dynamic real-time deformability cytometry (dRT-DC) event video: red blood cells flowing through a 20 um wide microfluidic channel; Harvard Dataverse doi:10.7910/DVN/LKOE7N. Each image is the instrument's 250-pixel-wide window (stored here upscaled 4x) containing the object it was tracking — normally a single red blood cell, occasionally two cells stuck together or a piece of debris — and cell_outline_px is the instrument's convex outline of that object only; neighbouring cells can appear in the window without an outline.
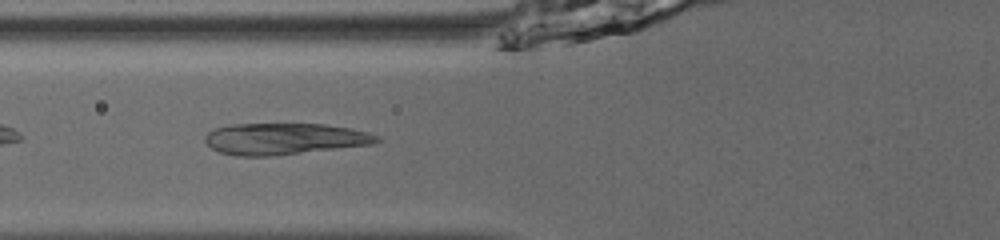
{"species": "common noctule bat (a hibernating species)", "species_latin": "Nyctalus noctula", "temperature_condition": "room temperature", "stored_images_in_passage": 37, "camera_frame_rate_fps": 3000, "um_per_image_px": 0.085, "animal": {"sex": "male", "body_mass_g": 13.0, "forearm_length_mm": 53.1}, "frame": {"image": 1, "passage_image": 6, "time_ms": 1.667, "image_size_px": [1000, 240], "cell_outline_px": [[380, 140], [372, 144], [272, 156], [236, 156], [220, 152], [212, 148], [204, 140], [204, 136], [212, 128], [228, 124], [324, 124], [348, 128], [368, 132], [380, 136]], "centroid_in_image_um": [24.12, 11.79], "position_along_channel_um": 101.7, "area_um2": 31.5}}
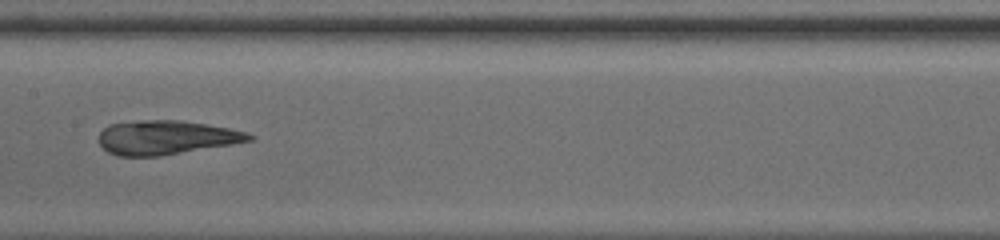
{"frame": {"image": 2, "passage_image": 13, "time_ms": 4.0, "image_size_px": [1000, 240], "cell_outline_px": [[256, 136], [252, 140], [232, 144], [160, 156], [116, 156], [108, 152], [100, 144], [100, 132], [108, 124], [140, 120], [180, 120], [228, 128], [248, 132]], "centroid_in_image_um": [14.12, 11.68], "position_along_channel_um": 193.3, "area_um2": 29.77}}
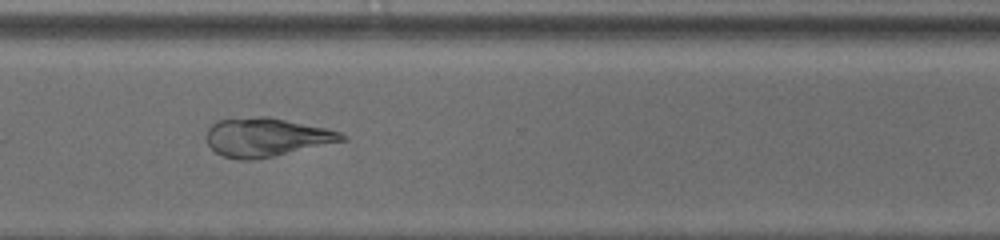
{"frame": {"image": 3, "passage_image": 25, "time_ms": 8.0, "image_size_px": [1000, 240], "cell_outline_px": [[348, 140], [272, 156], [252, 160], [240, 160], [224, 156], [216, 152], [208, 144], [204, 136], [208, 128], [216, 120], [256, 116], [268, 116], [324, 128], [340, 132], [348, 136]], "centroid_in_image_um": [22.61, 11.66], "position_along_channel_um": 348.0, "area_um2": 30.46}}